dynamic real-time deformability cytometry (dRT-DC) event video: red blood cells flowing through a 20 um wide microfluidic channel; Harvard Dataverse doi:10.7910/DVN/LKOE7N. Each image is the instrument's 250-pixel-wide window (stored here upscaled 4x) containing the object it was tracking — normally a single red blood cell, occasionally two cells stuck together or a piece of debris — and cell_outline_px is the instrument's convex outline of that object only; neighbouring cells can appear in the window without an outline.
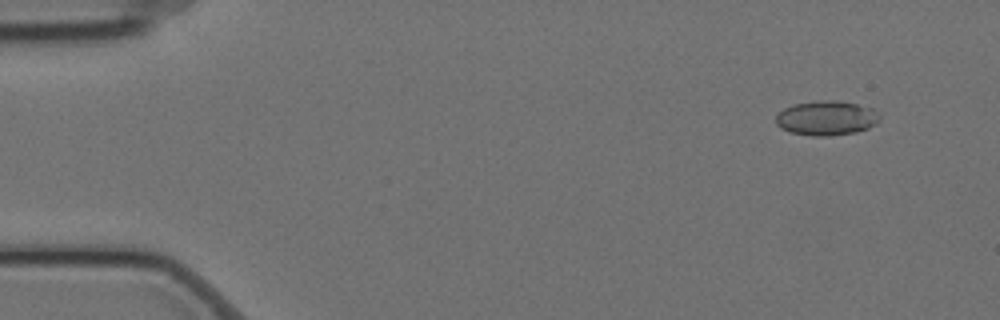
{"species": "Egyptian fruit bat (a non-hibernating species)", "species_latin": "Rousettus aegyptiacus", "temperature_condition": "cold", "stored_images_in_passage": 54, "camera_frame_rate_fps": 3000, "um_per_image_px": 0.085, "animal": {"sex": "female"}, "frame": {"image": 1, "passage_image": 1, "time_ms": 0.0, "image_size_px": [1000, 320], "cell_outline_px": [[880, 120], [876, 124], [868, 128], [856, 132], [828, 136], [812, 136], [792, 132], [780, 128], [776, 124], [776, 116], [784, 108], [792, 104], [824, 100], [832, 100], [856, 104], [872, 108], [880, 112]], "centroid_in_image_um": [70.27, 10.04], "position_along_channel_um": 14.7, "area_um2": 20.92}}
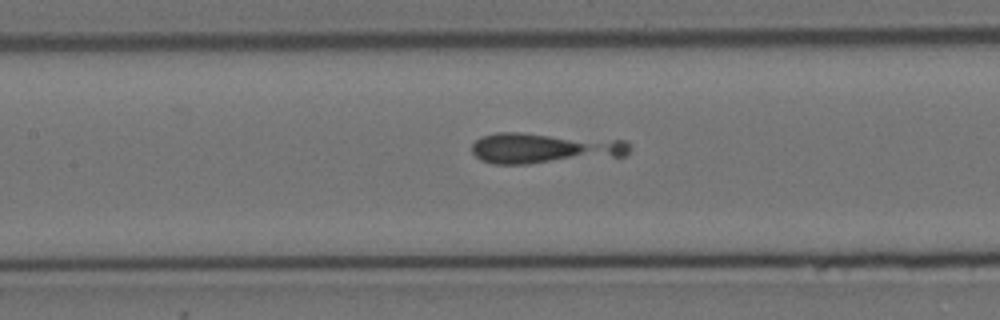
{"frame": {"image": 2, "passage_image": 23, "time_ms": 7.333, "image_size_px": [1000, 320], "cell_outline_px": [[632, 144], [628, 152], [624, 156], [528, 164], [492, 164], [480, 160], [472, 152], [472, 144], [480, 136], [496, 132], [524, 132], [624, 140]], "centroid_in_image_um": [46.25, 12.59], "position_along_channel_um": 161.2, "area_um2": 28.67}}
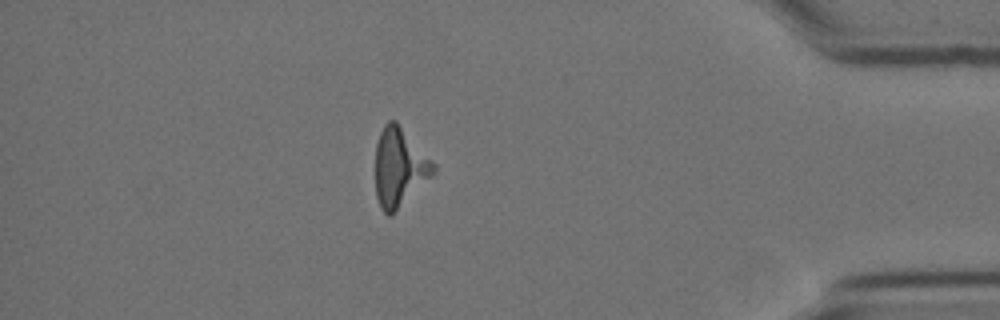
{"frame": {"image": 3, "passage_image": 47, "time_ms": 15.333, "image_size_px": [1000, 320], "cell_outline_px": [[436, 168], [432, 176], [392, 216], [388, 216], [380, 208], [376, 196], [376, 144], [380, 132], [384, 124], [388, 120], [396, 120], [436, 164]], "centroid_in_image_um": [33.95, 14.23], "position_along_channel_um": 401.3, "area_um2": 26.76}}